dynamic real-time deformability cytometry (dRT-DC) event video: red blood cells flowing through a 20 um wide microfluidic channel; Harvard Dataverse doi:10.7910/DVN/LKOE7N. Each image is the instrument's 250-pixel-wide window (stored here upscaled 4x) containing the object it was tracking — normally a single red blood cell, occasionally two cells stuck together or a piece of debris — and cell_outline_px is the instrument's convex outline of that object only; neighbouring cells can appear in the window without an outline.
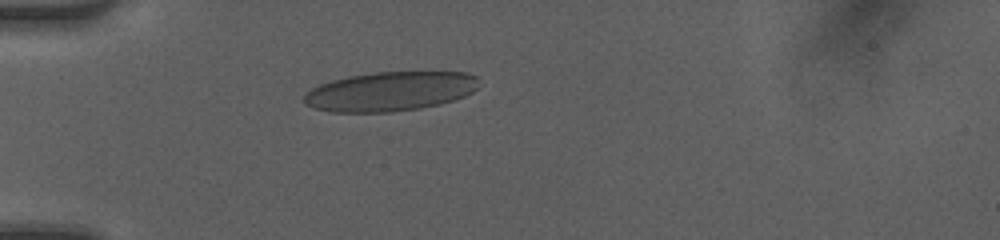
{"species": "human", "species_latin": "Homo sapiens", "temperature_condition": "room temperature", "stored_images_in_passage": 10, "camera_frame_rate_fps": 3000, "um_per_image_px": 0.085, "donor": {"sex": "female"}, "frame": {"image": 1, "passage_image": 4, "time_ms": 1.0, "image_size_px": [1000, 240], "cell_outline_px": [[476, 88], [472, 92], [464, 96], [440, 104], [420, 108], [392, 112], [332, 112], [316, 108], [304, 104], [304, 96], [312, 88], [320, 84], [332, 80], [348, 76], [376, 72], [468, 72], [476, 76]], "centroid_in_image_um": [33.14, 7.77], "position_along_channel_um": 51.9, "area_um2": 39.88}}
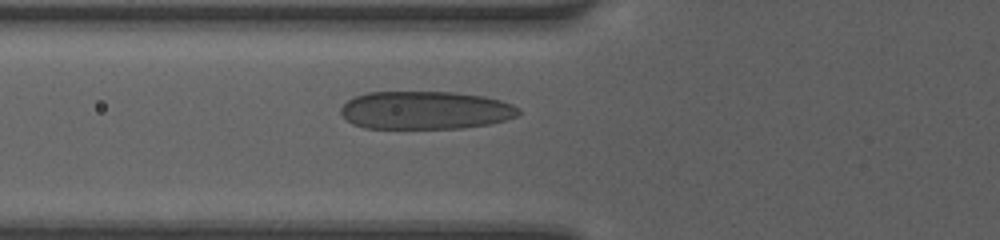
{"frame": {"image": 2, "passage_image": 7, "time_ms": 2.0, "image_size_px": [1000, 240], "cell_outline_px": [[520, 116], [488, 124], [464, 128], [364, 128], [352, 124], [340, 112], [340, 108], [348, 100], [356, 96], [368, 92], [452, 92], [484, 96], [500, 100], [512, 104], [520, 108]], "centroid_in_image_um": [36.18, 9.37], "position_along_channel_um": 89.6, "area_um2": 39.54}}
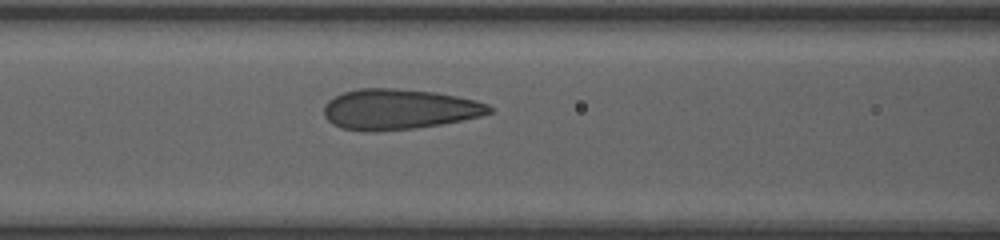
{"frame": {"image": 3, "passage_image": 10, "time_ms": 3.0, "image_size_px": [1000, 240], "cell_outline_px": [[492, 112], [480, 116], [440, 124], [416, 128], [376, 132], [368, 132], [340, 128], [332, 124], [324, 116], [324, 104], [328, 100], [344, 92], [360, 88], [392, 88], [436, 92], [476, 100], [488, 104], [492, 108]], "centroid_in_image_um": [33.88, 9.29], "position_along_channel_um": 132.7, "area_um2": 39.07}}